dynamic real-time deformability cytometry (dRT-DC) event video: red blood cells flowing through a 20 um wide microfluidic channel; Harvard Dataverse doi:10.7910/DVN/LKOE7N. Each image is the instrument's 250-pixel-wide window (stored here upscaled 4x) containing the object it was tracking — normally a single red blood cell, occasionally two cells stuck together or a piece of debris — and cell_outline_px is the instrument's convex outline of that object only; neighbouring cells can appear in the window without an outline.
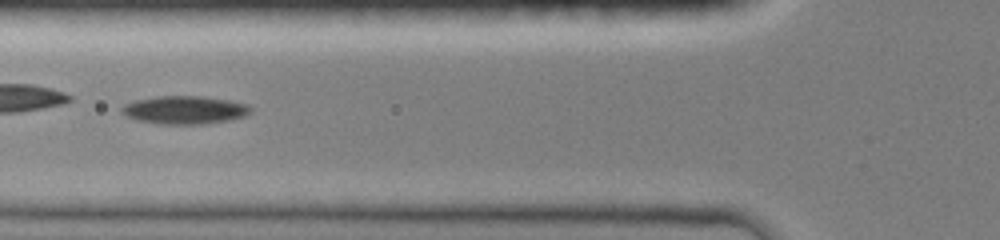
{"species": "common noctule bat (a hibernating species)", "species_latin": "Nyctalus noctula", "temperature_condition": "room temperature", "stored_images_in_passage": 3, "camera_frame_rate_fps": 3000, "um_per_image_px": 0.085, "animal": {"sex": "female", "body_mass_g": 19.0, "forearm_length_mm": 51.5}, "frame": {"image": 1, "passage_image": 2, "time_ms": 1.0, "image_size_px": [1000, 240], "cell_outline_px": [[252, 112], [244, 116], [228, 120], [208, 124], [160, 124], [136, 120], [120, 112], [120, 108], [124, 104], [132, 100], [156, 96], [200, 96], [228, 100], [248, 104], [252, 108]], "centroid_in_image_um": [15.67, 9.34], "position_along_channel_um": 110.1, "area_um2": 21.33}}